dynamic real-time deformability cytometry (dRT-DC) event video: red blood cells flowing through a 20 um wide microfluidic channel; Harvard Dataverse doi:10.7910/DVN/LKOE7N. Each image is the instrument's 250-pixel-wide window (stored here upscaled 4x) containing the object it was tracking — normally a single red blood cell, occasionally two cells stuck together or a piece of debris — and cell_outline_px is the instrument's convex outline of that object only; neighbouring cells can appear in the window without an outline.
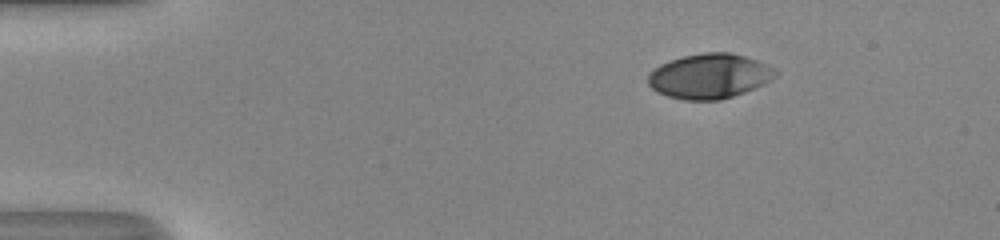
{"species": "human", "species_latin": "Homo sapiens", "temperature_condition": "room temperature", "stored_images_in_passage": 44, "camera_frame_rate_fps": 3000, "um_per_image_px": 0.085, "donor": {"sex": "male"}, "frame": {"image": 1, "passage_image": 1, "time_ms": 0.0, "image_size_px": [1000, 240], "cell_outline_px": [[776, 76], [772, 80], [764, 84], [744, 92], [720, 100], [684, 100], [668, 96], [652, 88], [648, 84], [648, 72], [660, 64], [668, 60], [684, 56], [704, 52], [728, 52], [744, 56], [768, 64], [776, 68]], "centroid_in_image_um": [60.31, 6.46], "position_along_channel_um": 24.7, "area_um2": 33.35}}
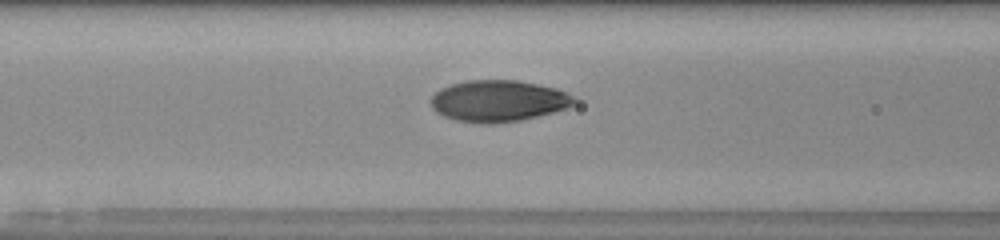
{"frame": {"image": 2, "passage_image": 15, "time_ms": 4.667, "image_size_px": [1000, 240], "cell_outline_px": [[576, 104], [568, 108], [520, 120], [492, 124], [484, 124], [456, 120], [444, 116], [436, 112], [432, 108], [432, 96], [440, 88], [464, 80], [516, 80], [556, 88], [572, 96], [576, 100]], "centroid_in_image_um": [42.35, 8.58], "position_along_channel_um": 124.2, "area_um2": 34.51}}
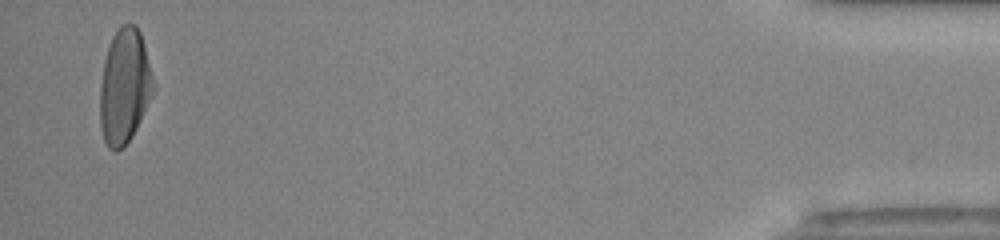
{"frame": {"image": 3, "passage_image": 43, "time_ms": 14.0, "image_size_px": [1000, 240], "cell_outline_px": [[156, 88], [132, 136], [116, 152], [112, 152], [108, 148], [104, 140], [100, 128], [100, 84], [104, 60], [112, 36], [120, 24], [136, 24], [140, 32], [144, 44]], "centroid_in_image_um": [10.58, 7.33], "position_along_channel_um": 424.6, "area_um2": 35.84}, "authors_computed_cell_mechanics": {"area_um2": 34.68, "velocity_mm_per_s": 4.1219, "shape_relaxation_time_tau1_ms": 4.1434, "shape_relaxation_time_tau2_ms": null, "deformation_change_tau1": 0.2031, "deformation_change_tau2": null}}